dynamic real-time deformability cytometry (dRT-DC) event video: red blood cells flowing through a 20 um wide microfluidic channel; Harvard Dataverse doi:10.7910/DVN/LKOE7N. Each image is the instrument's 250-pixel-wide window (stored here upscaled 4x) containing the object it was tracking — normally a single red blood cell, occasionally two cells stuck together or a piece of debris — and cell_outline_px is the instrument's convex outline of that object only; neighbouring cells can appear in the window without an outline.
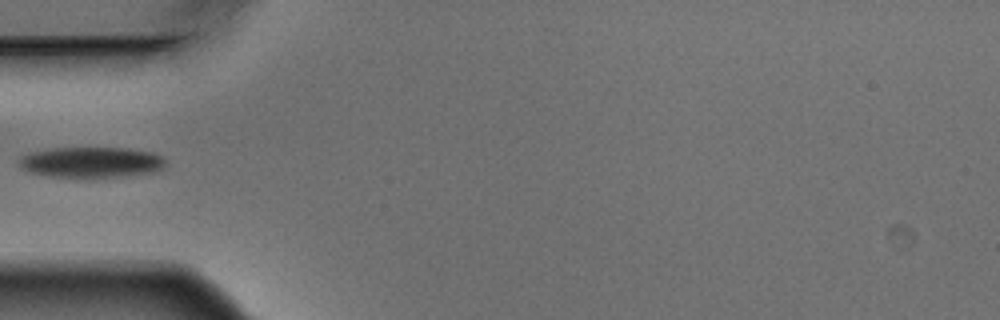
{"species": "Egyptian fruit bat (a non-hibernating species)", "species_latin": "Rousettus aegyptiacus", "temperature_condition": "warm", "stored_images_in_passage": 6, "camera_frame_rate_fps": 3000, "um_per_image_px": 0.085, "animal": {"sex": "male"}, "frame": {"image": 1, "passage_image": 6, "time_ms": 1.667, "image_size_px": [1000, 320], "cell_outline_px": [[164, 168], [152, 172], [124, 176], [48, 176], [28, 172], [20, 168], [20, 156], [28, 152], [52, 148], [124, 148], [152, 152], [164, 156]], "centroid_in_image_um": [7.73, 13.77], "position_along_channel_um": 77.3, "area_um2": 25.95}}